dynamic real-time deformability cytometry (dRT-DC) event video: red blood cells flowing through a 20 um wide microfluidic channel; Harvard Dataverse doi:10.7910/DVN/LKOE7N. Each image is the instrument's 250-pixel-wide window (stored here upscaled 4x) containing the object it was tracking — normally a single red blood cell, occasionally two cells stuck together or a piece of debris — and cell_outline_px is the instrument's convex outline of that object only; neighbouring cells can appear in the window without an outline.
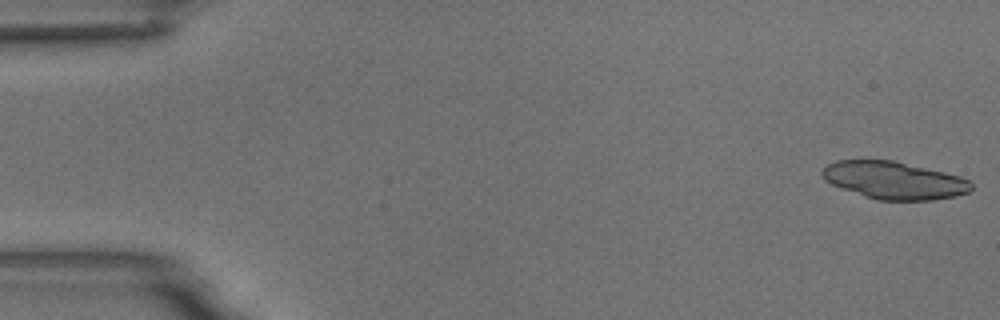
{"species": "common noctule bat (a hibernating species)", "species_latin": "Nyctalus noctula", "temperature_condition": "room temperature", "stored_images_in_passage": 30, "camera_frame_rate_fps": 3000, "um_per_image_px": 0.085, "animal": {"sex": "male", "body_mass_g": 18.8}, "frame": {"image": 1, "passage_image": 1, "time_ms": 0.0, "image_size_px": [1000, 320], "cell_outline_px": [[972, 188], [968, 192], [956, 196], [932, 200], [876, 200], [840, 188], [824, 180], [820, 172], [828, 164], [836, 160], [892, 160], [944, 172], [960, 176], [968, 180], [972, 184]], "centroid_in_image_um": [75.97, 15.33], "position_along_channel_um": 9.0, "area_um2": 32.54}}